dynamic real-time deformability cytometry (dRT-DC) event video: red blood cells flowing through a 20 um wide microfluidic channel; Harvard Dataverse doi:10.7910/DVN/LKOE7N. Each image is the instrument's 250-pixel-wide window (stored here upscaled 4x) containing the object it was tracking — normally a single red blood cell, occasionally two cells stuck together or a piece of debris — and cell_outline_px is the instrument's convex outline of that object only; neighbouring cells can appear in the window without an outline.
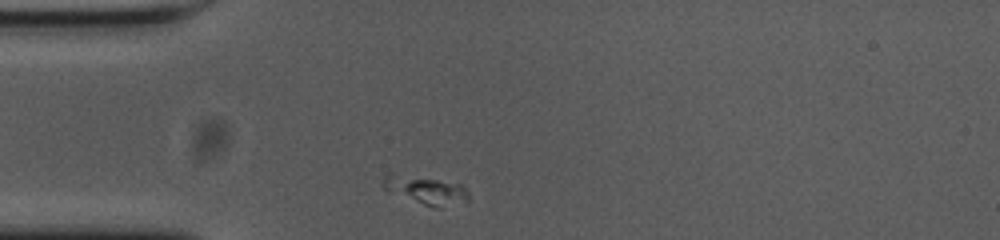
{"species": "common noctule bat (a hibernating species)", "species_latin": "Nyctalus noctula", "temperature_condition": "cold", "stored_images_in_passage": 31, "camera_frame_rate_fps": 3000, "um_per_image_px": 0.085, "animal": {"sex": "female", "body_mass_g": 23.0, "forearm_length_mm": 53.4}, "frame": {"image": 1, "passage_image": 1, "time_ms": 0.0, "image_size_px": [1000, 240], "cell_outline_px": [[468, 200], [440, 208], [432, 208], [388, 192], [384, 188], [384, 176], [388, 172], [392, 172], [460, 184], [468, 192]], "centroid_in_image_um": [36.13, 16.16], "position_along_channel_um": 48.9, "area_um2": 14.05}}